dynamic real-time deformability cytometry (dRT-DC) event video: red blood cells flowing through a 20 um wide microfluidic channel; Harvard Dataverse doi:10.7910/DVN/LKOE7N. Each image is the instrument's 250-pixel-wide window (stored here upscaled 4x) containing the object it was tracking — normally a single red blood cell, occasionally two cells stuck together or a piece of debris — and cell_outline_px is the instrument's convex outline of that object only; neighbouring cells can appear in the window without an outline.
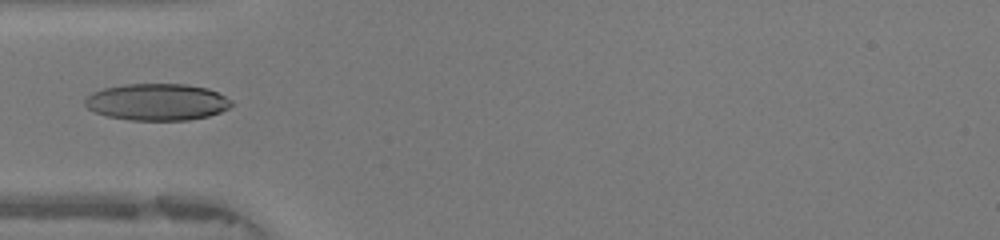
{"species": "human", "species_latin": "Homo sapiens", "temperature_condition": "warm", "stored_images_in_passage": 34, "camera_frame_rate_fps": 3000, "um_per_image_px": 0.085, "donor": {"sex": "female"}, "frame": {"image": 1, "passage_image": 1, "time_ms": 0.0, "image_size_px": [1000, 240], "cell_outline_px": [[232, 104], [228, 108], [220, 112], [208, 116], [188, 120], [132, 120], [108, 116], [96, 112], [88, 108], [84, 104], [84, 100], [92, 92], [104, 88], [124, 84], [184, 84], [208, 88], [232, 100]], "centroid_in_image_um": [13.35, 8.66], "position_along_channel_um": 71.7, "area_um2": 31.27}}
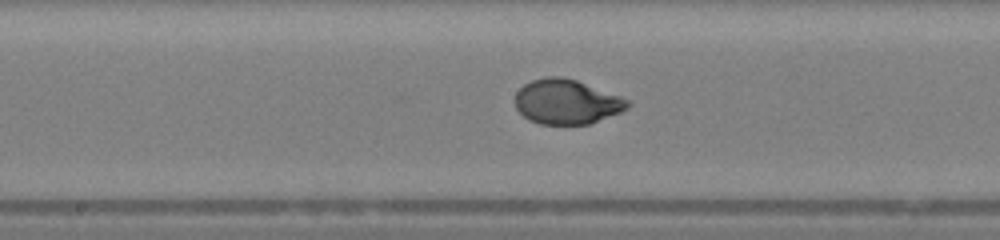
{"frame": {"image": 2, "passage_image": 10, "time_ms": 3.0, "image_size_px": [1000, 240], "cell_outline_px": [[632, 104], [628, 108], [620, 112], [588, 124], [540, 124], [528, 120], [516, 108], [516, 92], [524, 84], [532, 80], [548, 76], [560, 76], [576, 80], [620, 96], [628, 100]], "centroid_in_image_um": [48.15, 8.65], "position_along_channel_um": 200.0, "area_um2": 29.13}}
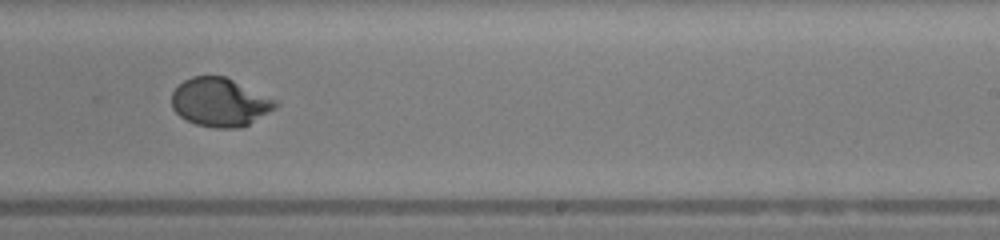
{"frame": {"image": 3, "passage_image": 15, "time_ms": 4.667, "image_size_px": [1000, 240], "cell_outline_px": [[280, 104], [276, 108], [248, 124], [236, 128], [216, 128], [196, 124], [180, 116], [172, 108], [172, 92], [184, 80], [192, 76], [224, 76], [276, 100]], "centroid_in_image_um": [18.68, 8.69], "position_along_channel_um": 270.3, "area_um2": 28.96}}